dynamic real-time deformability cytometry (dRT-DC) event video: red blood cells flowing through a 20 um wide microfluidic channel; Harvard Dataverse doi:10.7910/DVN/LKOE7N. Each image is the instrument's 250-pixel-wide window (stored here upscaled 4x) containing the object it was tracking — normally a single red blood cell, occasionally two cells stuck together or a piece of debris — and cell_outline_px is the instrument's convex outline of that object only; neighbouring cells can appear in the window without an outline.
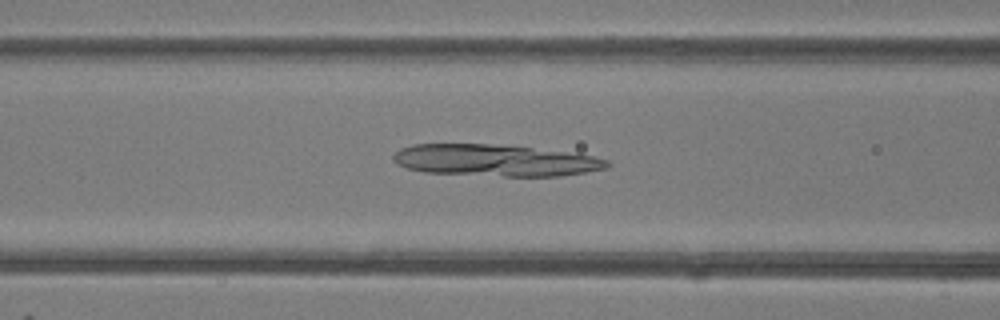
{"species": "common noctule bat (a hibernating species)", "species_latin": "Nyctalus noctula", "temperature_condition": "room temperature", "stored_images_in_passage": 28, "camera_frame_rate_fps": 3000, "um_per_image_px": 0.085, "animal": {"sex": "female"}, "frame": {"image": 1, "passage_image": 9, "time_ms": 2.667, "image_size_px": [1000, 320], "cell_outline_px": [[612, 164], [608, 168], [560, 176], [504, 176], [424, 172], [408, 168], [396, 164], [392, 160], [392, 156], [400, 148], [412, 144], [488, 144], [532, 148], [564, 152], [592, 156], [608, 160]], "centroid_in_image_um": [42.05, 13.63], "position_along_channel_um": 124.6, "area_um2": 39.25}}
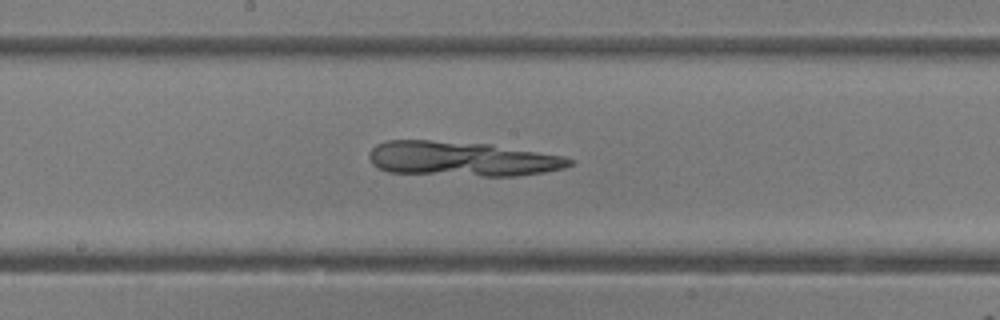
{"frame": {"image": 2, "passage_image": 15, "time_ms": 4.667, "image_size_px": [1000, 320], "cell_outline_px": [[572, 164], [564, 168], [544, 172], [516, 176], [484, 176], [388, 172], [372, 164], [368, 156], [368, 152], [376, 144], [388, 140], [428, 140], [492, 144], [564, 156], [572, 160]], "centroid_in_image_um": [39.24, 13.49], "position_along_channel_um": 209.0, "area_um2": 40.63}}
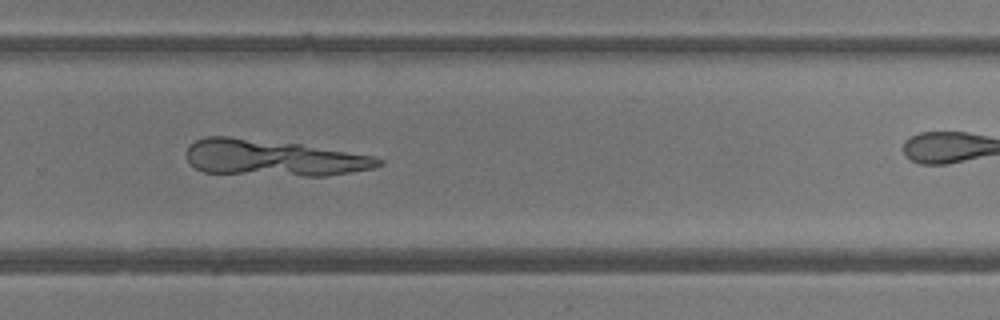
{"frame": {"image": 3, "passage_image": 22, "time_ms": 7.0, "image_size_px": [1000, 320], "cell_outline_px": [[384, 164], [372, 168], [328, 176], [304, 176], [204, 172], [188, 164], [184, 156], [184, 152], [188, 144], [196, 140], [208, 136], [228, 136], [300, 144], [372, 156], [384, 160]], "centroid_in_image_um": [23.14, 13.42], "position_along_channel_um": 306.7, "area_um2": 40.69}}